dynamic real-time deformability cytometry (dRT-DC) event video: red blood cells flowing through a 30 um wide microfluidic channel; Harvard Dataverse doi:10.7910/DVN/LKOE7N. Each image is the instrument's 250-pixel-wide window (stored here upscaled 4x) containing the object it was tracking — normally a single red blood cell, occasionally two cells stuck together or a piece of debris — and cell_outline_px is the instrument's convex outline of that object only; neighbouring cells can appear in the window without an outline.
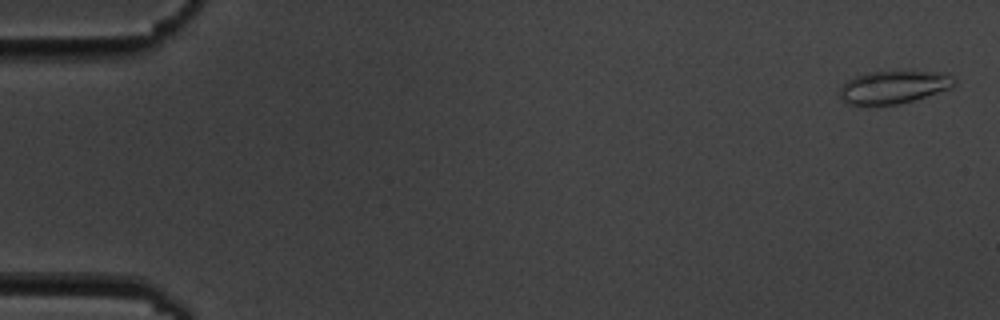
{"species": "common noctule bat (a hibernating species)", "species_latin": "Nyctalus noctula", "temperature_condition": "cold", "stored_images_in_passage": 5, "camera_frame_rate_fps": 3000, "um_per_image_px": 0.085, "animal": {"sex": "male", "body_mass_g": 19.5, "forearm_length_mm": 54.6}, "frame": {"image": 1, "passage_image": 5, "time_ms": 5.333, "image_size_px": [1000, 320], "cell_outline_px": [[956, 84], [952, 88], [900, 104], [868, 108], [844, 104], [840, 96], [840, 88], [848, 80], [864, 72], [944, 72], [956, 80]], "centroid_in_image_um": [75.89, 7.46], "position_along_channel_um": 9.1, "area_um2": 22.48}}